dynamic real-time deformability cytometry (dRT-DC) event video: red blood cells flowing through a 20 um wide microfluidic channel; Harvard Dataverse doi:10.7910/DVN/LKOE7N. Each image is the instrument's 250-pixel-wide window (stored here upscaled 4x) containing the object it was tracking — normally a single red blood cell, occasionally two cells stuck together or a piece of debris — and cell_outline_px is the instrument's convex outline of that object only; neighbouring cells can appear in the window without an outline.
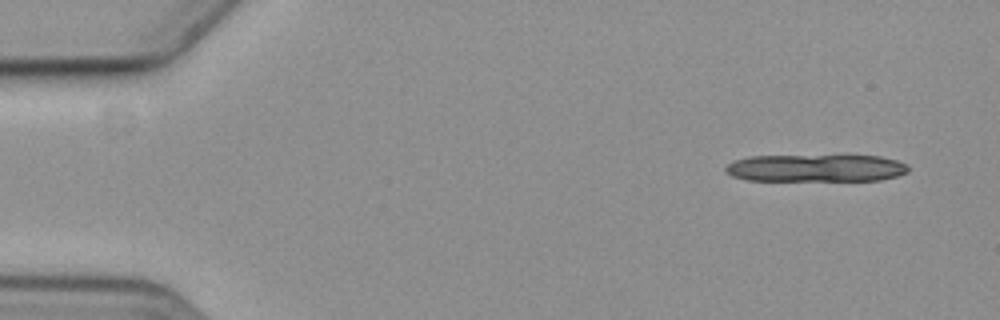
{"species": "common noctule bat (a hibernating species)", "species_latin": "Nyctalus noctula", "temperature_condition": "cold", "stored_images_in_passage": 7, "segment_of_instrument_passage": [2, 2], "camera_frame_rate_fps": 3000, "um_per_image_px": 0.085, "animal": {"sex": "female", "body_mass_g": 19.3, "forearm_length_mm": 54.1}, "frame": {"image": 1, "passage_image": 7, "time_ms": 7.0, "image_size_px": [1000, 320], "cell_outline_px": [[908, 172], [896, 176], [880, 180], [748, 180], [732, 176], [724, 168], [732, 160], [748, 156], [844, 152], [848, 152], [880, 156], [896, 160], [908, 164]], "centroid_in_image_um": [69.39, 14.21], "position_along_channel_um": 15.6, "area_um2": 30.98}}